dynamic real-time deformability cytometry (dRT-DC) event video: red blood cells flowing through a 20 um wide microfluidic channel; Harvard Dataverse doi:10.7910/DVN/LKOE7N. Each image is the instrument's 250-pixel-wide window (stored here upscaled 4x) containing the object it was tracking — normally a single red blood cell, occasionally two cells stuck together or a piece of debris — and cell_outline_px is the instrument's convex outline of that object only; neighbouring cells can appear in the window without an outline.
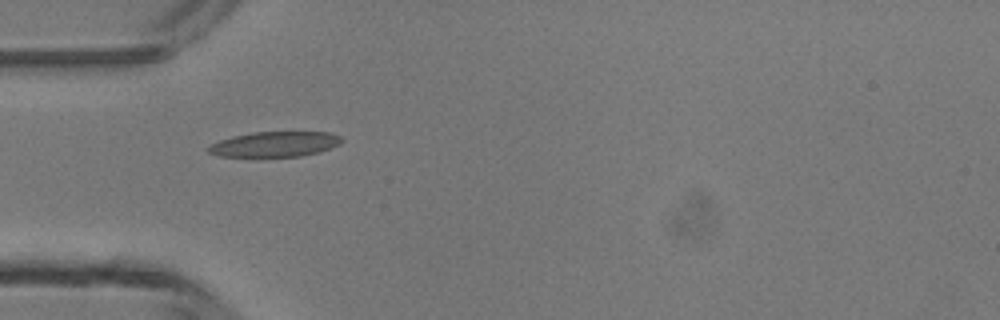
{"species": "common noctule bat (a hibernating species)", "species_latin": "Nyctalus noctula", "temperature_condition": "room temperature", "stored_images_in_passage": 31, "camera_frame_rate_fps": 3000, "um_per_image_px": 0.085, "animal": {"sex": "male", "body_mass_g": 13.3}, "frame": {"image": 1, "passage_image": 1, "time_ms": 0.0, "image_size_px": [1000, 320], "cell_outline_px": [[344, 140], [340, 144], [332, 148], [320, 152], [300, 156], [220, 156], [208, 152], [204, 148], [220, 140], [232, 136], [252, 132], [332, 132], [340, 136]], "centroid_in_image_um": [23.39, 12.25], "position_along_channel_um": 61.6, "area_um2": 19.65}}
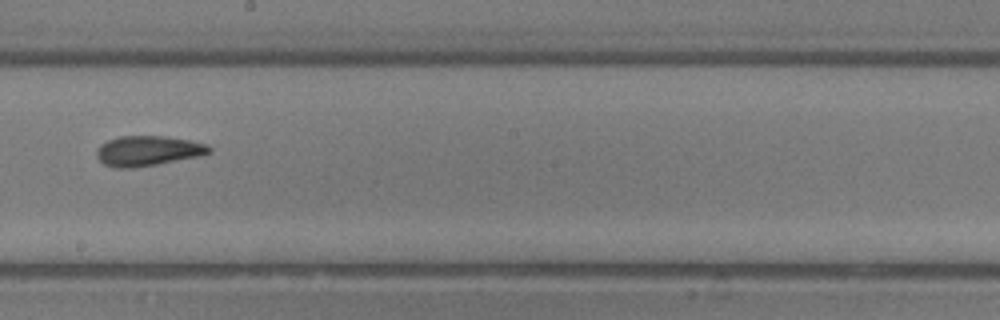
{"frame": {"image": 2, "passage_image": 13, "time_ms": 4.0, "image_size_px": [1000, 320], "cell_outline_px": [[212, 152], [200, 156], [156, 164], [132, 168], [116, 168], [104, 164], [96, 156], [96, 148], [100, 144], [108, 140], [120, 136], [164, 136], [188, 140], [208, 144], [212, 148]], "centroid_in_image_um": [12.57, 12.82], "position_along_channel_um": 235.6, "area_um2": 19.77}}
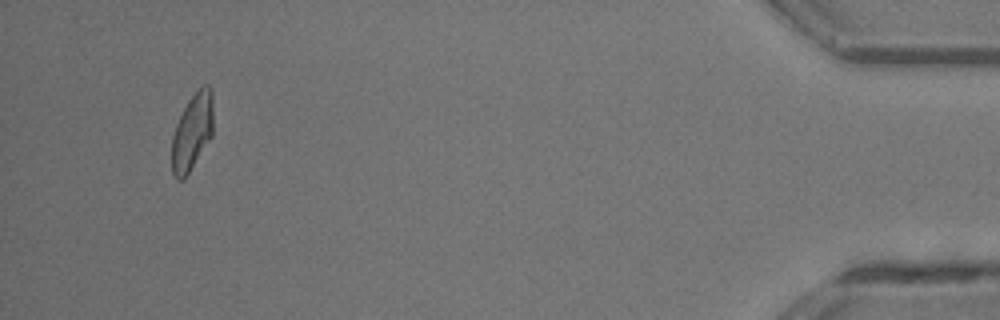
{"frame": {"image": 3, "passage_image": 31, "time_ms": 10.0, "image_size_px": [1000, 320], "cell_outline_px": [[212, 136], [184, 180], [176, 180], [172, 176], [172, 136], [176, 124], [188, 100], [204, 84], [208, 84], [212, 88]], "centroid_in_image_um": [16.33, 11.24], "position_along_channel_um": 418.9, "area_um2": 18.5}, "authors_computed_cell_mechanics": {"area_um2": 18.6694, "velocity_mm_per_s": 4.3808, "shape_relaxation_time_tau1_ms": 4.6758, "shape_relaxation_time_tau2_ms": 3.0672, "deformation_change_tau1": 0.1625, "deformation_change_tau2": 0.1284}}